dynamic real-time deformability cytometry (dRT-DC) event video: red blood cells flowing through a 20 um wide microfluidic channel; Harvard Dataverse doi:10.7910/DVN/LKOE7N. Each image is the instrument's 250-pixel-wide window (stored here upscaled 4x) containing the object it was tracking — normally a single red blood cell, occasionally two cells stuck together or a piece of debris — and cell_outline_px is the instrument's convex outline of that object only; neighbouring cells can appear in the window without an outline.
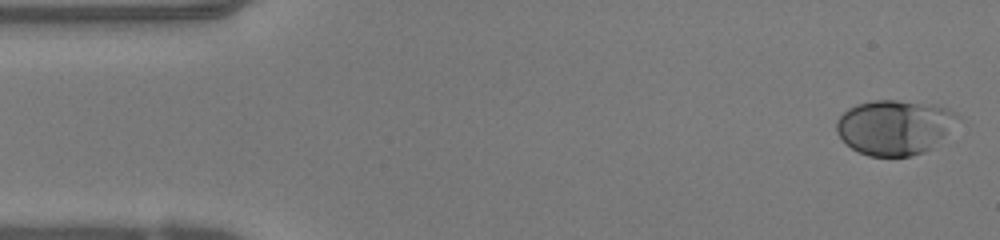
{"species": "human", "species_latin": "Homo sapiens", "temperature_condition": "warm", "stored_images_in_passage": 47, "camera_frame_rate_fps": 3000, "um_per_image_px": 0.085, "donor": {"sex": "female"}, "frame": {"image": 1, "passage_image": 1, "time_ms": 0.0, "image_size_px": [1000, 240], "cell_outline_px": [[960, 116], [944, 136], [932, 148], [924, 152], [912, 156], [868, 156], [852, 148], [836, 132], [836, 120], [848, 108], [856, 104], [872, 100], [896, 100], [932, 104], [948, 108], [956, 112]], "centroid_in_image_um": [76.03, 10.8], "position_along_channel_um": 9.0, "area_um2": 38.67}}
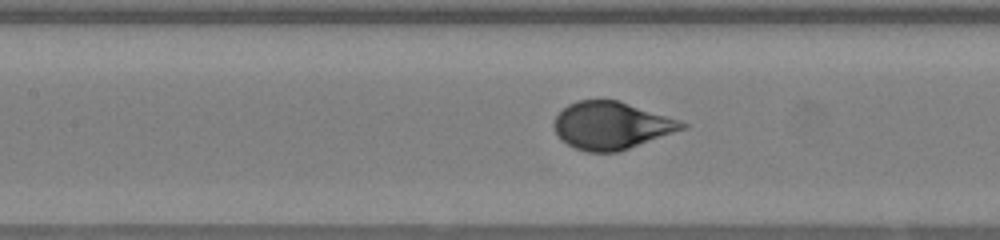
{"frame": {"image": 2, "passage_image": 20, "time_ms": 6.333, "image_size_px": [1000, 240], "cell_outline_px": [[688, 128], [616, 152], [584, 152], [560, 140], [552, 124], [556, 116], [568, 104], [576, 100], [620, 100], [680, 120], [688, 124]], "centroid_in_image_um": [51.97, 10.66], "position_along_channel_um": 155.4, "area_um2": 35.49}}
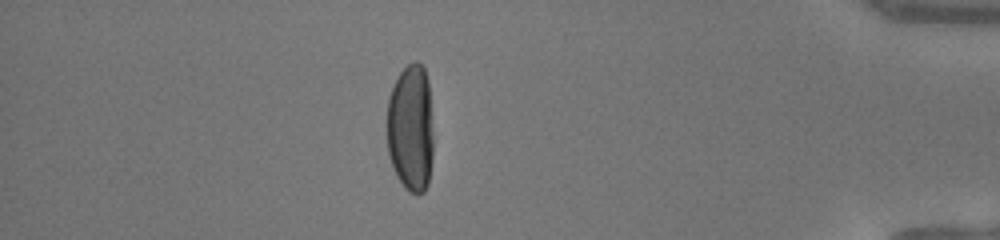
{"frame": {"image": 3, "passage_image": 41, "time_ms": 13.333, "image_size_px": [1000, 240], "cell_outline_px": [[432, 156], [428, 184], [424, 192], [416, 196], [408, 192], [404, 188], [396, 176], [392, 168], [388, 156], [388, 100], [392, 88], [400, 72], [412, 60], [416, 60], [424, 68], [428, 80], [432, 132]], "centroid_in_image_um": [34.91, 10.94], "position_along_channel_um": 400.3, "area_um2": 34.74}, "authors_computed_cell_mechanics": {"area_um2": 36.1828, "velocity_mm_per_s": 4.1824, "shape_relaxation_time_tau1_ms": 3.4115, "shape_relaxation_time_tau2_ms": null, "deformation_change_tau1": 0.1982, "deformation_change_tau2": null}}